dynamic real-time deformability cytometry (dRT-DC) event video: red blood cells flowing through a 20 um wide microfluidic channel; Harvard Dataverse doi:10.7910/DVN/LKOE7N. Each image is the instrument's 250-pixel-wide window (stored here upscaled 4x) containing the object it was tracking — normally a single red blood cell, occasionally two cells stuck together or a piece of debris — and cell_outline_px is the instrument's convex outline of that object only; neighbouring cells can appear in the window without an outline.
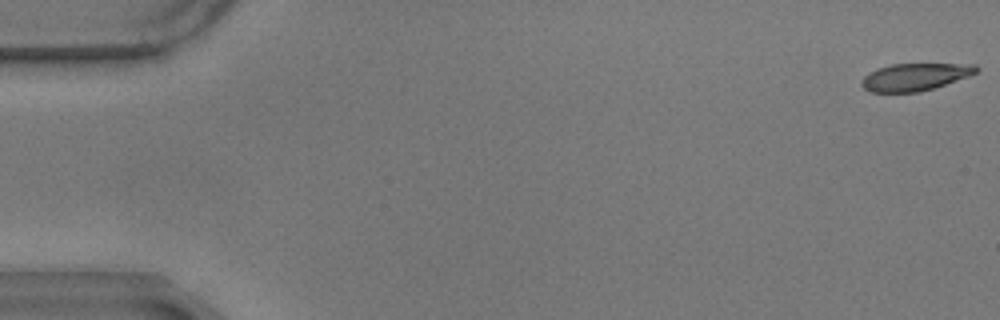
{"species": "common noctule bat (a hibernating species)", "species_latin": "Nyctalus noctula", "temperature_condition": "warm", "stored_images_in_passage": 8, "camera_frame_rate_fps": 3000, "um_per_image_px": 0.085, "animal": {"sex": "male", "body_mass_g": 17.9}, "frame": {"image": 1, "passage_image": 1, "time_ms": 0.0, "image_size_px": [1000, 320], "cell_outline_px": [[980, 68], [976, 72], [968, 76], [920, 92], [872, 92], [864, 88], [860, 84], [860, 80], [868, 72], [892, 64], [976, 64]], "centroid_in_image_um": [77.74, 6.53], "position_along_channel_um": 7.3, "area_um2": 18.09}}